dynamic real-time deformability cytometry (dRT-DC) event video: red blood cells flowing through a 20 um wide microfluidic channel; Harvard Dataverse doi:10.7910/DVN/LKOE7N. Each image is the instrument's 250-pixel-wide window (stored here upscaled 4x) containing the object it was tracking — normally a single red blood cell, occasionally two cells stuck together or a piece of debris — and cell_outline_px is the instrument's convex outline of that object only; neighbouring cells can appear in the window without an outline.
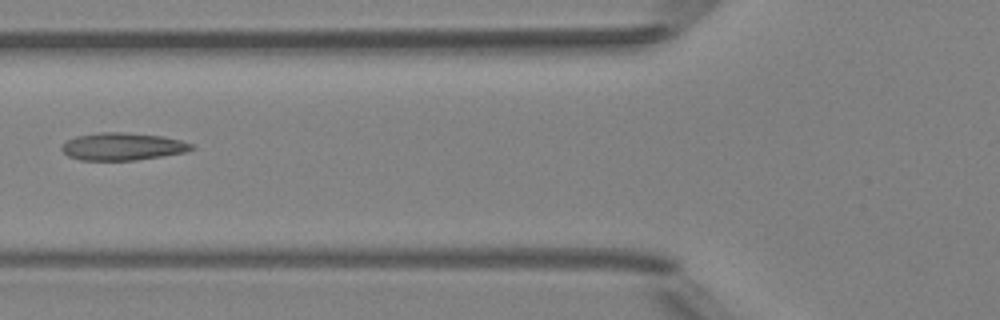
{"species": "Egyptian fruit bat (a non-hibernating species)", "species_latin": "Rousettus aegyptiacus", "temperature_condition": "room temperature", "stored_images_in_passage": 2, "camera_frame_rate_fps": 3000, "um_per_image_px": 0.085, "animal": {"sex": "female"}, "frame": {"image": 1, "passage_image": 2, "time_ms": 1.0, "image_size_px": [1000, 320], "cell_outline_px": [[196, 148], [184, 152], [136, 160], [80, 160], [68, 156], [60, 148], [68, 140], [76, 136], [100, 132], [124, 132], [160, 136], [180, 140], [192, 144]], "centroid_in_image_um": [10.4, 12.45], "position_along_channel_um": 115.4, "area_um2": 20.58}}